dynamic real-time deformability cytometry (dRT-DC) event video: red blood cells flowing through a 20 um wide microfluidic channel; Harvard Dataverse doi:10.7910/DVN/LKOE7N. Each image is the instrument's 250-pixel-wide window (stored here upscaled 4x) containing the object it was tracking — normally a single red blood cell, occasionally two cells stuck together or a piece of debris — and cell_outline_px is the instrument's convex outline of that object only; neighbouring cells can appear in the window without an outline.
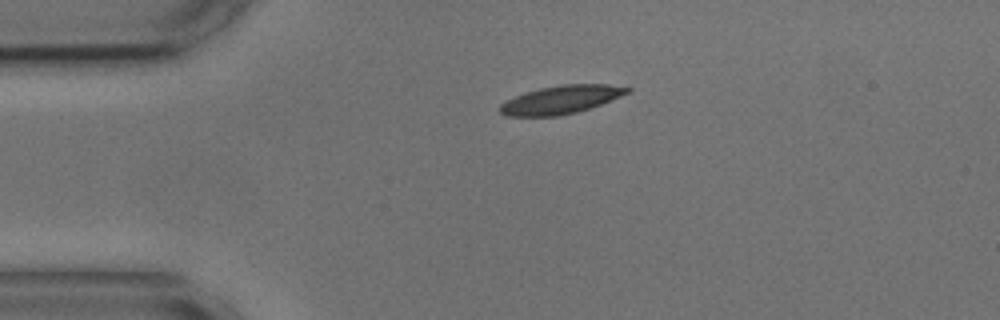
{"species": "common noctule bat (a hibernating species)", "species_latin": "Nyctalus noctula", "temperature_condition": "cold", "stored_images_in_passage": 45, "camera_frame_rate_fps": 3000, "um_per_image_px": 0.085, "animal": {"sex": "male", "body_mass_g": 17.9, "forearm_length_mm": 54.2}, "frame": {"image": 1, "passage_image": 1, "time_ms": 0.0, "image_size_px": [1000, 320], "cell_outline_px": [[632, 88], [628, 92], [620, 96], [600, 104], [576, 112], [556, 116], [508, 116], [500, 112], [500, 104], [516, 96], [540, 88], [564, 84], [608, 84]], "centroid_in_image_um": [47.68, 8.47], "position_along_channel_um": 37.3, "area_um2": 20.46}}
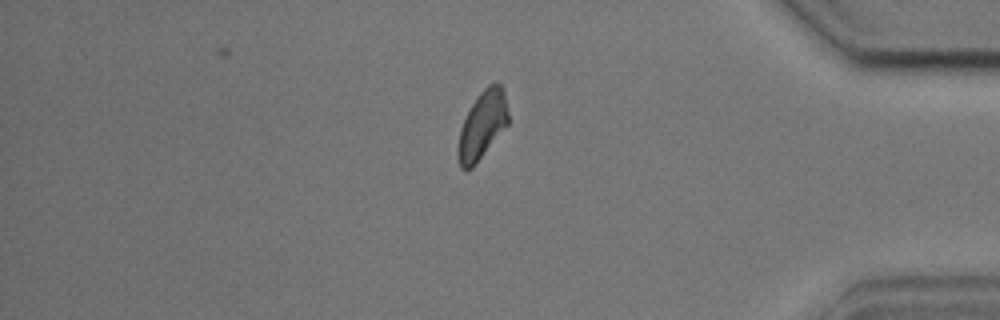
{"frame": {"image": 2, "passage_image": 36, "time_ms": 11.667, "image_size_px": [1000, 320], "cell_outline_px": [[508, 124], [472, 168], [464, 172], [460, 168], [456, 156], [456, 148], [460, 128], [472, 104], [480, 92], [488, 84], [496, 80], [504, 88], [508, 112]], "centroid_in_image_um": [40.97, 10.64], "position_along_channel_um": 394.2, "area_um2": 20.11}}
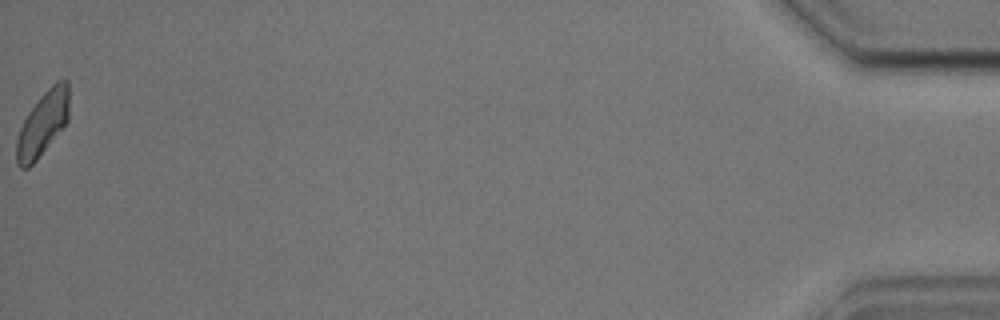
{"frame": {"image": 3, "passage_image": 45, "time_ms": 14.667, "image_size_px": [1000, 320], "cell_outline_px": [[68, 120], [36, 160], [28, 168], [20, 168], [16, 164], [16, 140], [20, 128], [28, 112], [40, 96], [56, 80], [68, 80]], "centroid_in_image_um": [3.61, 10.5], "position_along_channel_um": 431.6, "area_um2": 19.42}, "authors_computed_cell_mechanics": {"area_um2": 20.4612, "velocity_mm_per_s": 3.5656, "shape_relaxation_time_tau1_ms": 5.1174, "shape_relaxation_time_tau2_ms": 5.2698, "deformation_change_tau1": 0.1101, "deformation_change_tau2": 0.1196}}